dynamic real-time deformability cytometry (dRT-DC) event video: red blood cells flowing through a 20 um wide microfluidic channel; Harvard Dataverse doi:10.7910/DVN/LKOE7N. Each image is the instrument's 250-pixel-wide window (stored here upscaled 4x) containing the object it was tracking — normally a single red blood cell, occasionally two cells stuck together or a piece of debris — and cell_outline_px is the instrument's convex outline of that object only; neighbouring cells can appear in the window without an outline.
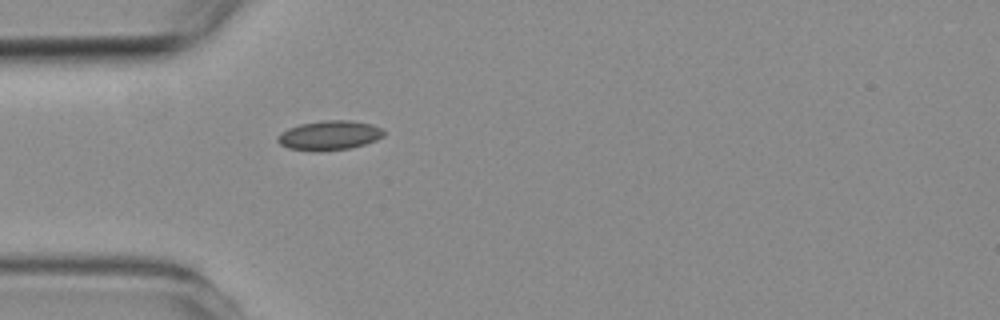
{"species": "common noctule bat (a hibernating species)", "species_latin": "Nyctalus noctula", "temperature_condition": "room temperature", "stored_images_in_passage": 1, "camera_frame_rate_fps": 3000, "um_per_image_px": 0.085, "animal": {"sex": "female", "body_mass_g": 19.3, "forearm_length_mm": 54.1}, "frame": {"image": 1, "passage_image": 1, "time_ms": 0.0, "image_size_px": [1000, 320], "cell_outline_px": [[384, 136], [376, 140], [352, 148], [320, 152], [316, 152], [288, 148], [280, 144], [276, 140], [276, 136], [288, 128], [300, 124], [324, 120], [352, 120], [372, 124], [380, 128], [384, 132]], "centroid_in_image_um": [27.98, 11.51], "position_along_channel_um": 57.0, "area_um2": 18.44}}